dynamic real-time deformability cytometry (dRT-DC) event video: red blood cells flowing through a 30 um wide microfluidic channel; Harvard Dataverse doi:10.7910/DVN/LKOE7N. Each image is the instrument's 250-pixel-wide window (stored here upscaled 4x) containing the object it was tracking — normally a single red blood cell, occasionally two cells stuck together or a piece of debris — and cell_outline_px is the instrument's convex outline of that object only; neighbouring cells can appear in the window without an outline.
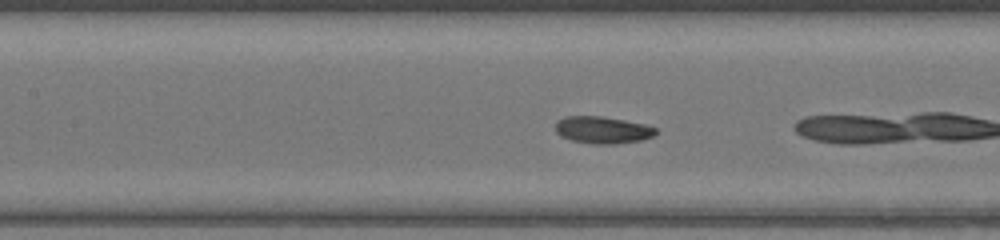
{"species": "common noctule bat (a hibernating species)", "species_latin": "Nyctalus noctula", "temperature_condition": "warm", "stored_images_in_passage": 45, "camera_frame_rate_fps": 3000, "um_per_image_px": 0.085, "animal": {"sex": "female", "body_mass_g": 17.0, "forearm_length_mm": 48.0}, "frame": {"image": 1, "passage_image": 16, "time_ms": 5.0, "image_size_px": [1000, 240], "cell_outline_px": [[656, 132], [652, 136], [640, 140], [616, 144], [592, 144], [572, 140], [560, 136], [556, 132], [556, 120], [564, 116], [600, 116], [624, 120], [644, 124], [656, 128]], "centroid_in_image_um": [51.17, 11.04], "position_along_channel_um": 156.2, "area_um2": 15.78}}
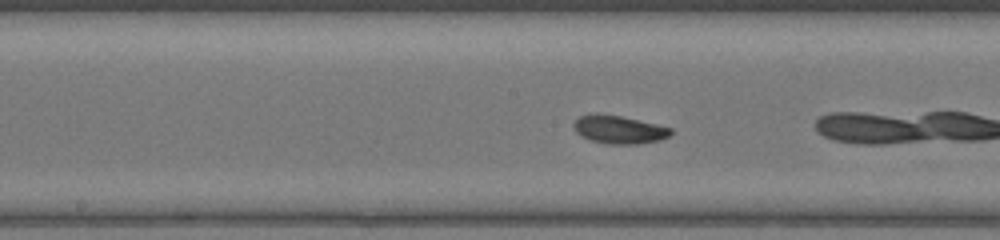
{"frame": {"image": 2, "passage_image": 19, "time_ms": 6.0, "image_size_px": [1000, 240], "cell_outline_px": [[672, 132], [668, 136], [660, 140], [636, 144], [608, 144], [592, 140], [576, 132], [572, 128], [572, 124], [580, 116], [592, 112], [596, 112], [620, 116], [656, 124], [672, 128]], "centroid_in_image_um": [52.58, 10.99], "position_along_channel_um": 195.6, "area_um2": 15.9}}